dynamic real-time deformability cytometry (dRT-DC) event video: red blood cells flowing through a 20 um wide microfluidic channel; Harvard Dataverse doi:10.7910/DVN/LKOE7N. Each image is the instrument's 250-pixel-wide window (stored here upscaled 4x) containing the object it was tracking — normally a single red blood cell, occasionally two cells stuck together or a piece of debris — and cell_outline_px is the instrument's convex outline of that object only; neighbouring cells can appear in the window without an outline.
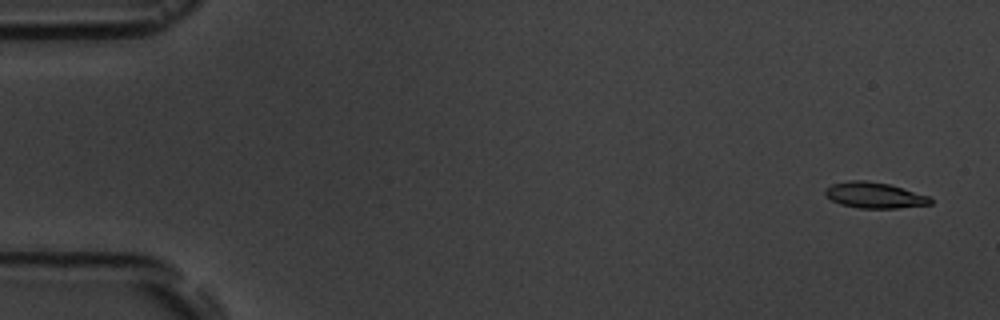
{"species": "common noctule bat (a hibernating species)", "species_latin": "Nyctalus noctula", "temperature_condition": "room temperature", "stored_images_in_passage": 5, "camera_frame_rate_fps": 3000, "um_per_image_px": 0.085, "animal": {"sex": "male", "body_mass_g": 19.5, "forearm_length_mm": 54.6}, "frame": {"image": 1, "passage_image": 1, "time_ms": 0.0, "image_size_px": [1000, 320], "cell_outline_px": [[932, 204], [900, 208], [860, 208], [840, 204], [832, 200], [824, 192], [824, 188], [832, 184], [848, 180], [864, 180], [888, 184], [928, 196], [932, 200]], "centroid_in_image_um": [74.3, 16.59], "position_along_channel_um": 10.7, "area_um2": 15.72}}